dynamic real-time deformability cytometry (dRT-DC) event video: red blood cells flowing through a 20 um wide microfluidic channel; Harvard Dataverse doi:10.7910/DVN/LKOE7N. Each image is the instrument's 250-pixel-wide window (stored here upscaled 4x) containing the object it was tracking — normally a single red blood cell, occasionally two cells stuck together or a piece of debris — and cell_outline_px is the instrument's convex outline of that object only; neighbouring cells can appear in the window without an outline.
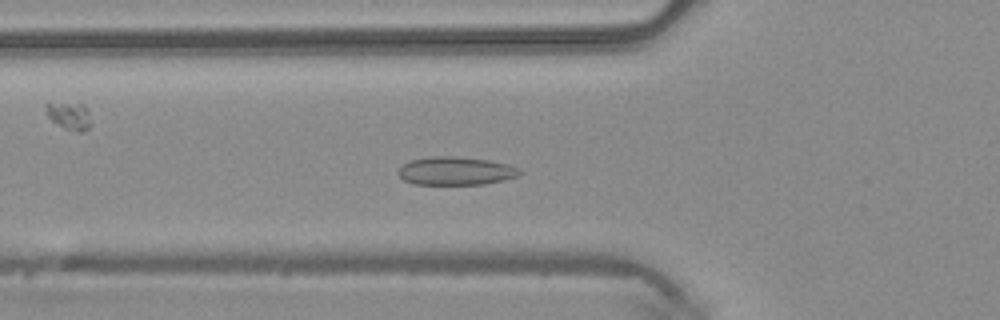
{"species": "common noctule bat (a hibernating species)", "species_latin": "Nyctalus noctula", "temperature_condition": "warm", "stored_images_in_passage": 48, "camera_frame_rate_fps": 3000, "um_per_image_px": 0.085, "animal": {"sex": "male", "body_mass_g": 20.4}, "frame": {"image": 1, "passage_image": 17, "time_ms": 5.333, "image_size_px": [1000, 320], "cell_outline_px": [[524, 172], [520, 176], [504, 180], [484, 184], [412, 184], [404, 180], [396, 172], [404, 164], [412, 160], [432, 156], [456, 156], [488, 160], [508, 164], [520, 168]], "centroid_in_image_um": [38.79, 14.53], "position_along_channel_um": 87.0, "area_um2": 20.11}}
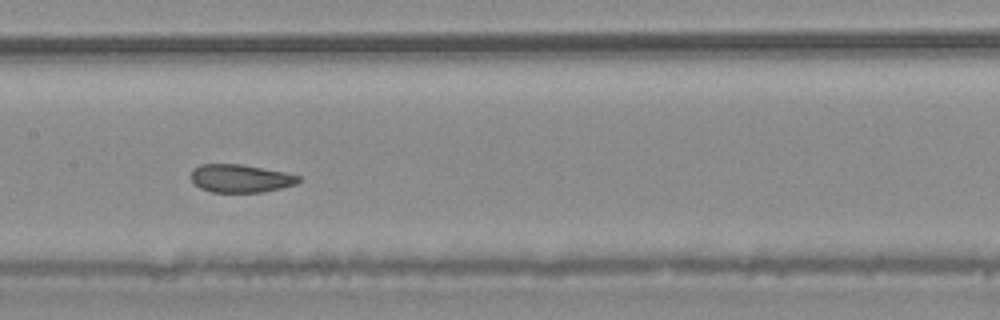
{"frame": {"image": 2, "passage_image": 24, "time_ms": 7.667, "image_size_px": [1000, 320], "cell_outline_px": [[300, 180], [296, 184], [264, 192], [212, 192], [200, 188], [192, 180], [192, 168], [200, 164], [240, 164], [284, 172], [300, 176]], "centroid_in_image_um": [20.43, 15.16], "position_along_channel_um": 187.0, "area_um2": 17.46}}
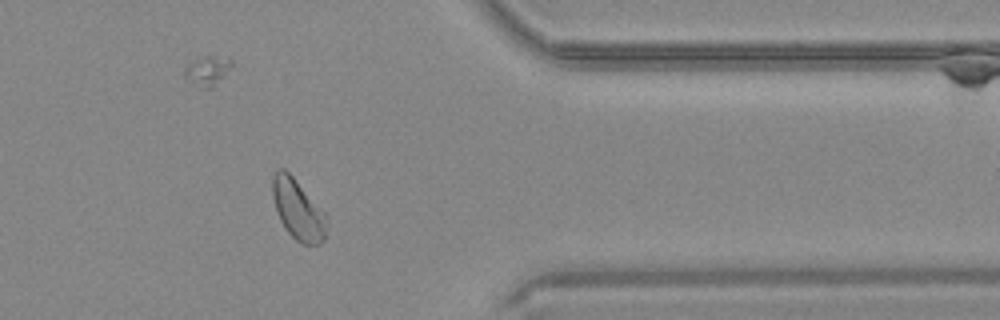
{"frame": {"image": 3, "passage_image": 39, "time_ms": 12.667, "image_size_px": [1000, 320], "cell_outline_px": [[328, 216], [324, 240], [320, 244], [300, 244], [284, 228], [280, 220], [272, 196], [272, 176], [276, 168], [284, 168], [292, 176]], "centroid_in_image_um": [25.32, 17.81], "position_along_channel_um": 386.1, "area_um2": 19.02}}